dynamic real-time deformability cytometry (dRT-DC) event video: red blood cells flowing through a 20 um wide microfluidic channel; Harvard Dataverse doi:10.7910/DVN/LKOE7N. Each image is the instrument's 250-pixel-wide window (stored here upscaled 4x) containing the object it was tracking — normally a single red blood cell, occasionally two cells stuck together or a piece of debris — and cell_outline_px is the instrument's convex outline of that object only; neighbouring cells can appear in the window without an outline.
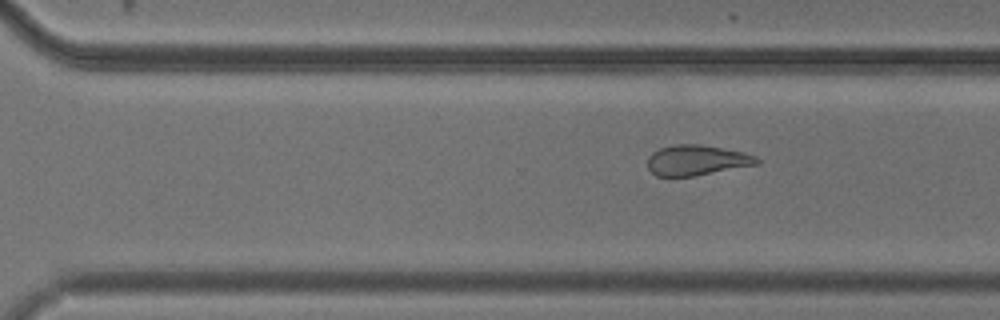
{"species": "common noctule bat (a hibernating species)", "species_latin": "Nyctalus noctula", "temperature_condition": "cold", "stored_images_in_passage": 9, "camera_frame_rate_fps": 3000, "um_per_image_px": 0.085, "animal": {"sex": "male", "body_mass_g": 20.5, "forearm_length_mm": 52.5}, "frame": {"image": 1, "passage_image": 9, "time_ms": 2.667, "image_size_px": [1000, 320], "cell_outline_px": [[760, 164], [692, 176], [656, 176], [648, 168], [648, 156], [652, 152], [660, 148], [676, 144], [700, 144], [744, 152], [756, 156], [760, 160]], "centroid_in_image_um": [59.23, 13.61], "position_along_channel_um": 311.4, "area_um2": 19.31}}